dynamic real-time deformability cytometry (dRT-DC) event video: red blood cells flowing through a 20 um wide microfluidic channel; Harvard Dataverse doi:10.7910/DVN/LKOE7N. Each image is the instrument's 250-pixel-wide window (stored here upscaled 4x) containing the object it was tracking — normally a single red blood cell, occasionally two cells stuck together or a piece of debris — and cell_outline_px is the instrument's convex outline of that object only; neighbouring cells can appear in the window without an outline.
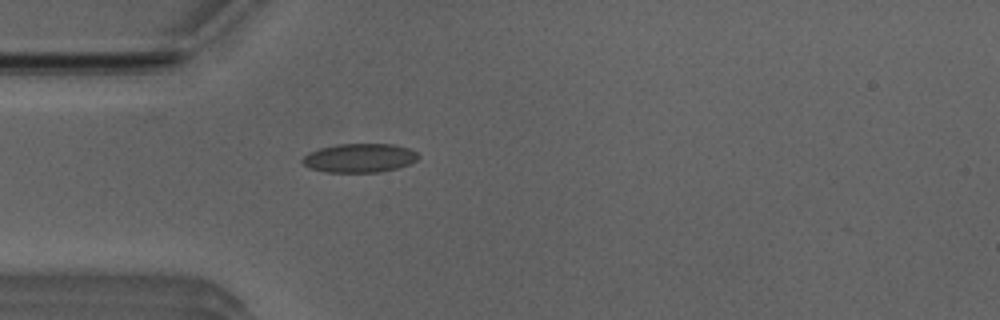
{"species": "Egyptian fruit bat (a non-hibernating species)", "species_latin": "Rousettus aegyptiacus", "temperature_condition": "room temperature", "stored_images_in_passage": 48, "camera_frame_rate_fps": 3000, "um_per_image_px": 0.085, "animal": {"sex": "male"}, "frame": {"image": 1, "passage_image": 14, "time_ms": 4.333, "image_size_px": [1000, 320], "cell_outline_px": [[420, 156], [416, 160], [408, 164], [396, 168], [380, 172], [328, 172], [308, 168], [300, 160], [308, 152], [320, 148], [336, 144], [392, 144], [408, 148], [416, 152]], "centroid_in_image_um": [30.53, 13.42], "position_along_channel_um": 54.5, "area_um2": 19.48}}
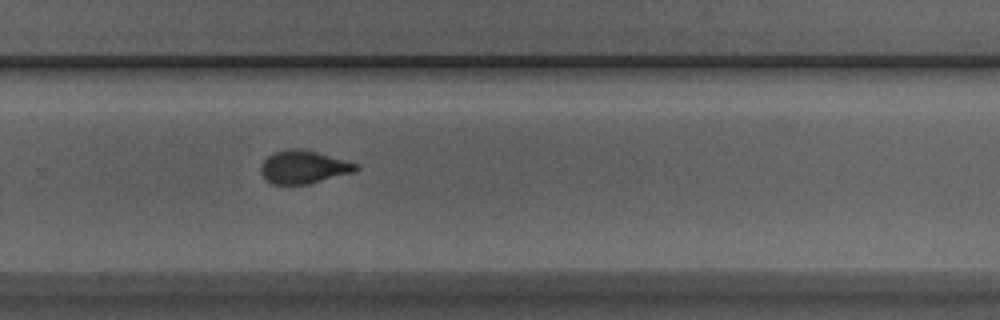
{"frame": {"image": 2, "passage_image": 33, "time_ms": 10.667, "image_size_px": [1000, 320], "cell_outline_px": [[360, 168], [356, 172], [308, 184], [272, 184], [260, 172], [260, 164], [272, 152], [296, 148], [316, 152], [360, 164]], "centroid_in_image_um": [25.83, 14.2], "position_along_channel_um": 304.0, "area_um2": 18.32}}
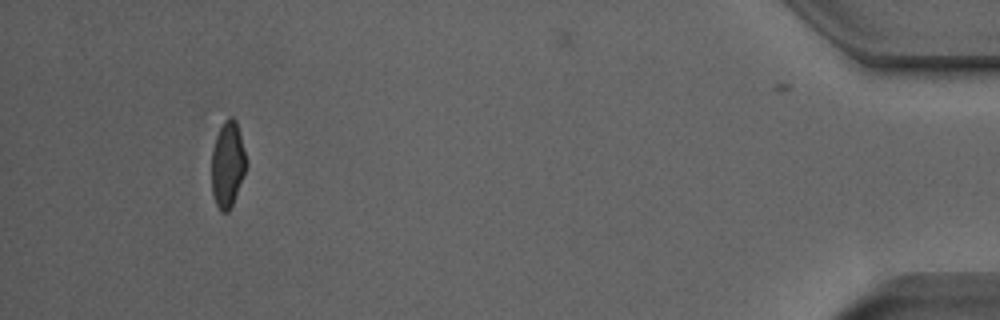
{"frame": {"image": 3, "passage_image": 47, "time_ms": 15.333, "image_size_px": [1000, 320], "cell_outline_px": [[248, 164], [232, 204], [228, 212], [220, 212], [216, 204], [212, 192], [212, 148], [216, 136], [224, 120], [228, 116], [232, 116], [236, 120], [248, 160]], "centroid_in_image_um": [19.36, 13.94], "position_along_channel_um": 415.8, "area_um2": 17.46}}